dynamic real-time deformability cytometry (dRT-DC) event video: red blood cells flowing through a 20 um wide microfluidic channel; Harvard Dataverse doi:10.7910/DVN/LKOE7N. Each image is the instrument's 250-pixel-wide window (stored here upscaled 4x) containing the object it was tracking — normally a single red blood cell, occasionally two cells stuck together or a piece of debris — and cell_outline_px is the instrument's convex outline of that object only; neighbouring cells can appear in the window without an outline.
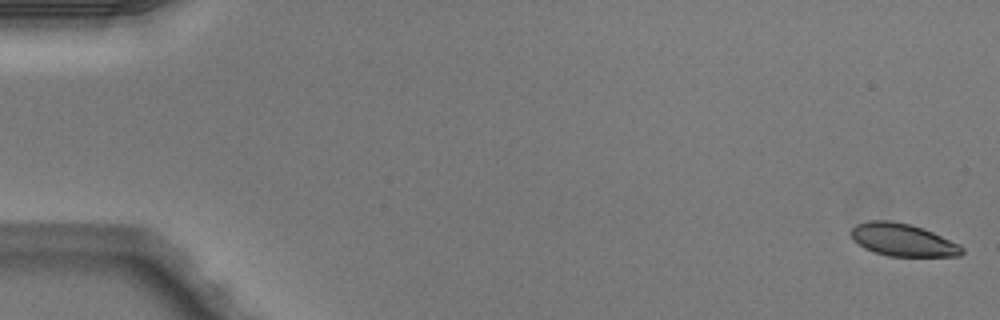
{"species": "Egyptian fruit bat (a non-hibernating species)", "species_latin": "Rousettus aegyptiacus", "temperature_condition": "warm", "stored_images_in_passage": 4, "camera_frame_rate_fps": 3000, "um_per_image_px": 0.085, "animal": {"sex": "male"}, "frame": {"image": 1, "passage_image": 1, "time_ms": 0.0, "image_size_px": [1000, 320], "cell_outline_px": [[964, 252], [960, 256], [888, 256], [872, 252], [864, 248], [848, 232], [856, 224], [868, 220], [888, 220], [908, 224], [924, 228], [960, 244], [964, 248]], "centroid_in_image_um": [76.75, 20.39], "position_along_channel_um": 8.3, "area_um2": 21.15}}
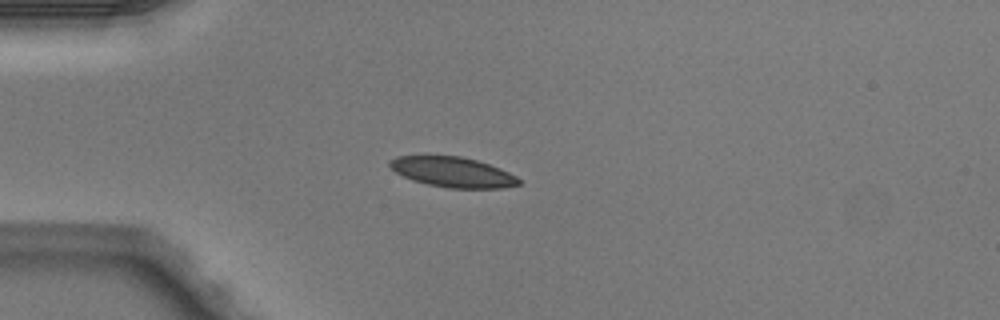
{"frame": {"image": 2, "passage_image": 4, "time_ms": 1.0, "image_size_px": [1000, 320], "cell_outline_px": [[520, 184], [504, 188], [448, 188], [428, 184], [412, 180], [396, 172], [388, 164], [388, 160], [396, 156], [424, 152], [460, 156], [476, 160], [500, 168], [516, 176], [520, 180]], "centroid_in_image_um": [38.39, 14.57], "position_along_channel_um": 46.6, "area_um2": 23.47}}